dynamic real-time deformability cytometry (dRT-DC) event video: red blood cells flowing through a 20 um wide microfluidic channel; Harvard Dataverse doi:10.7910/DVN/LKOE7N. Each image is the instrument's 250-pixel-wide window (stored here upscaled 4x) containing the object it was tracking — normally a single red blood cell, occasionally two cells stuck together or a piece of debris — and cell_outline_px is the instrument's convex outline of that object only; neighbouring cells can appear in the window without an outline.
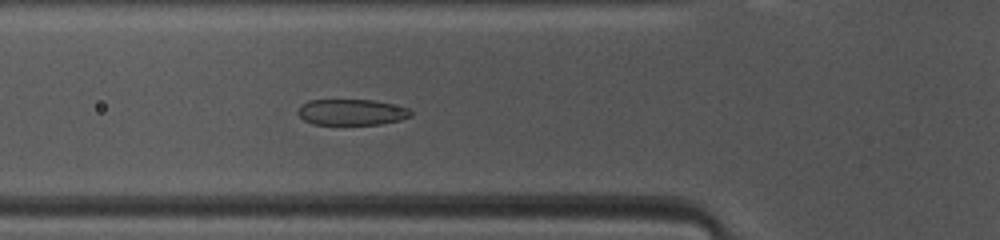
{"species": "common noctule bat (a hibernating species)", "species_latin": "Nyctalus noctula", "temperature_condition": "warm", "stored_images_in_passage": 39, "camera_frame_rate_fps": 3000, "um_per_image_px": 0.085, "animal": {"sex": "female", "body_mass_g": 10.0, "forearm_length_mm": 53.1}, "frame": {"image": 1, "passage_image": 7, "time_ms": 2.0, "image_size_px": [1000, 240], "cell_outline_px": [[412, 116], [400, 120], [380, 124], [312, 124], [304, 120], [296, 112], [300, 104], [308, 100], [372, 100], [408, 108], [412, 112]], "centroid_in_image_um": [29.85, 9.53], "position_along_channel_um": 96.0, "area_um2": 17.05}}
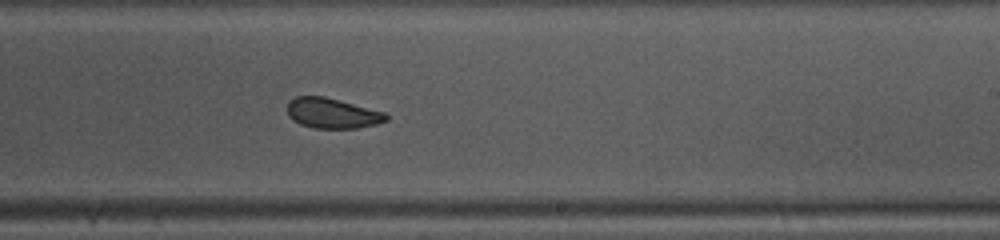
{"frame": {"image": 2, "passage_image": 19, "time_ms": 6.0, "image_size_px": [1000, 240], "cell_outline_px": [[388, 120], [376, 124], [356, 128], [312, 128], [300, 124], [292, 120], [288, 116], [288, 100], [296, 96], [324, 96], [384, 112], [388, 116]], "centroid_in_image_um": [28.2, 9.62], "position_along_channel_um": 260.8, "area_um2": 17.4}}
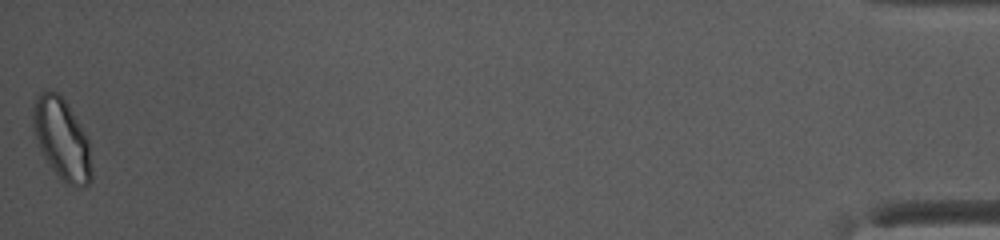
{"frame": {"image": 3, "passage_image": 39, "time_ms": 12.667, "image_size_px": [1000, 240], "cell_outline_px": [[92, 180], [88, 184], [80, 188], [76, 188], [60, 180], [44, 156], [40, 148], [32, 124], [32, 108], [40, 92], [56, 92], [68, 104], [84, 132], [88, 140], [92, 168]], "centroid_in_image_um": [5.28, 11.87], "position_along_channel_um": 429.9, "area_um2": 27.46}, "authors_computed_cell_mechanics": {"area_um2": 18.6694, "velocity_mm_per_s": 4.1168, "shape_relaxation_time_tau1_ms": 2.83, "shape_relaxation_time_tau2_ms": 2.7391, "deformation_change_tau1": 0.1027, "deformation_change_tau2": 0.0612}}